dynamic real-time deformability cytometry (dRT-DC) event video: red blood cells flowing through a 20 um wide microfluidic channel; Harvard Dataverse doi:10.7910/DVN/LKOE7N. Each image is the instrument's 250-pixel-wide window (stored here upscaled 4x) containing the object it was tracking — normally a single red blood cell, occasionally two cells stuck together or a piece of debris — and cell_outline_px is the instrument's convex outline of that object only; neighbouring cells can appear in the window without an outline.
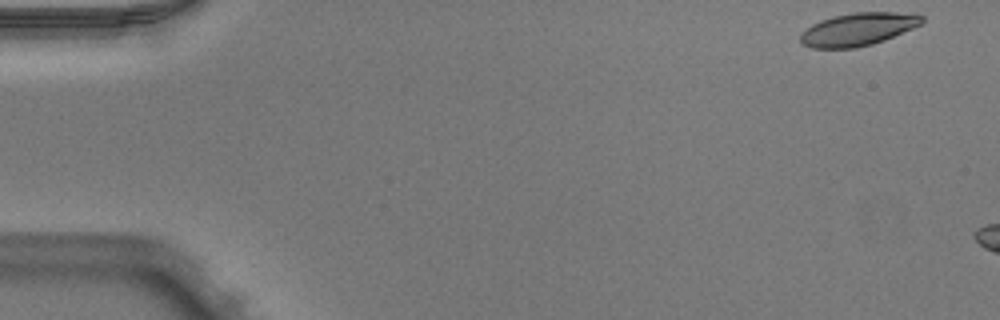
{"species": "Egyptian fruit bat (a non-hibernating species)", "species_latin": "Rousettus aegyptiacus", "temperature_condition": "warm", "stored_images_in_passage": 14, "camera_frame_rate_fps": 3000, "um_per_image_px": 0.085, "animal": {"sex": "male"}, "frame": {"image": 1, "passage_image": 1, "time_ms": 0.0, "image_size_px": [1000, 320], "cell_outline_px": [[924, 20], [920, 24], [912, 28], [884, 40], [872, 44], [856, 48], [812, 48], [804, 44], [800, 40], [800, 32], [812, 24], [820, 20], [832, 16], [852, 12], [916, 12], [924, 16]], "centroid_in_image_um": [72.94, 2.47], "position_along_channel_um": 12.1, "area_um2": 23.47}}
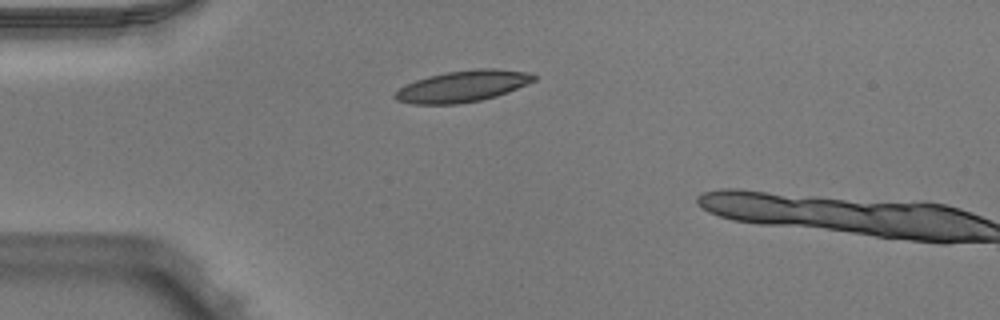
{"frame": {"image": 2, "passage_image": 12, "time_ms": 3.667, "image_size_px": [1000, 320], "cell_outline_px": [[536, 80], [508, 92], [496, 96], [480, 100], [456, 104], [412, 104], [396, 100], [392, 96], [400, 88], [416, 80], [428, 76], [448, 72], [476, 68], [492, 68], [532, 72], [536, 76]], "centroid_in_image_um": [39.36, 7.32], "position_along_channel_um": 45.6, "area_um2": 25.37}}